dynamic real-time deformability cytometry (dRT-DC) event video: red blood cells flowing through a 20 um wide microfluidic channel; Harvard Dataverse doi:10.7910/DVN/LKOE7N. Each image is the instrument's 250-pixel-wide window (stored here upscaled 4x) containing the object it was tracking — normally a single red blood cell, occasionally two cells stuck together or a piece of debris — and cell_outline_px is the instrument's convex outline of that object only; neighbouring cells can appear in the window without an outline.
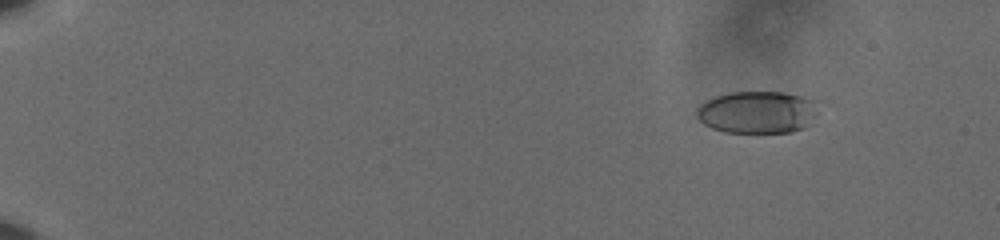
{"species": "human", "species_latin": "Homo sapiens", "temperature_condition": "cold", "stored_images_in_passage": 61, "camera_frame_rate_fps": 3000, "um_per_image_px": 0.085, "donor": {"sex": "male"}, "frame": {"image": 1, "passage_image": 9, "time_ms": 2.667, "image_size_px": [1000, 240], "cell_outline_px": [[816, 112], [812, 124], [804, 128], [792, 132], [724, 132], [712, 128], [704, 124], [696, 116], [696, 108], [700, 104], [716, 96], [732, 92], [780, 92], [800, 96], [812, 100]], "centroid_in_image_um": [64.35, 9.55], "position_along_channel_um": 20.7, "area_um2": 29.77}}
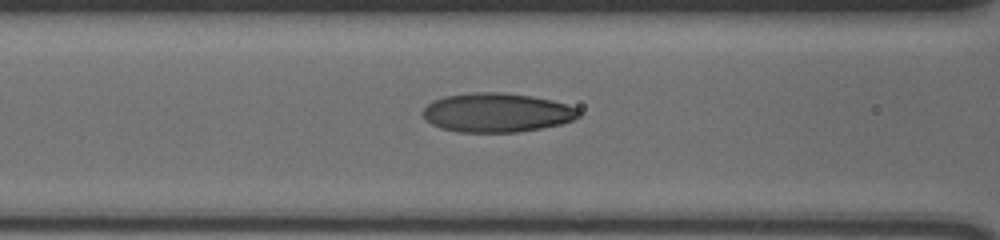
{"frame": {"image": 2, "passage_image": 30, "time_ms": 9.667, "image_size_px": [1000, 240], "cell_outline_px": [[580, 116], [572, 120], [560, 124], [540, 128], [516, 132], [456, 132], [440, 128], [432, 124], [420, 112], [432, 100], [444, 96], [472, 92], [504, 92], [532, 96], [552, 100], [568, 104], [576, 108], [580, 112]], "centroid_in_image_um": [42.21, 9.56], "position_along_channel_um": 124.4, "area_um2": 35.66}}
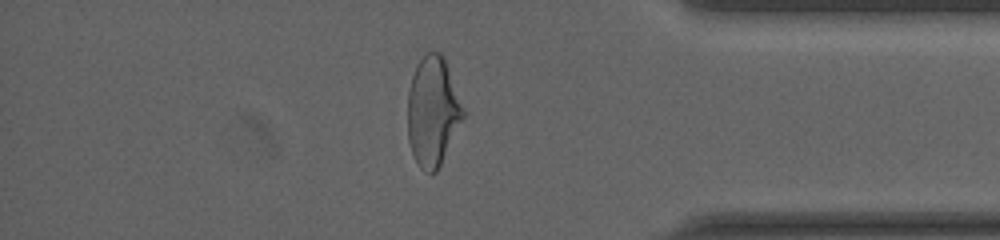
{"frame": {"image": 3, "passage_image": 54, "time_ms": 17.667, "image_size_px": [1000, 240], "cell_outline_px": [[464, 116], [436, 172], [424, 172], [416, 164], [412, 156], [408, 140], [408, 92], [412, 76], [416, 64], [428, 52], [440, 52], [444, 56], [464, 108]], "centroid_in_image_um": [36.76, 9.47], "position_along_channel_um": 398.4, "area_um2": 35.26}, "authors_computed_cell_mechanics": {"area_um2": 33.7552, "velocity_mm_per_s": 3.626, "shape_relaxation_time_tau1_ms": 6.1482, "shape_relaxation_time_tau2_ms": 1.1156, "deformation_change_tau1": 0.211, "deformation_change_tau2": 0.0724}}